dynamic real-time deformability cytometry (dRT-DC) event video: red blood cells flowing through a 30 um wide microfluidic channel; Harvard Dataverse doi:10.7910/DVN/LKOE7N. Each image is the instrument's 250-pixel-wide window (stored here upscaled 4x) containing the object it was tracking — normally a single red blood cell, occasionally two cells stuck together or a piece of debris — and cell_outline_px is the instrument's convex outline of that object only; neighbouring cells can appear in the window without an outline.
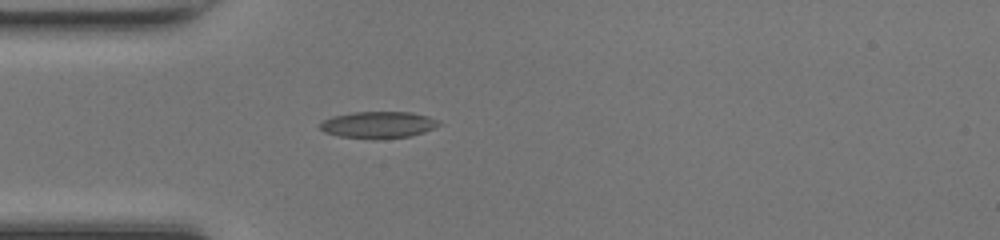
{"species": "common noctule bat (a hibernating species)", "species_latin": "Nyctalus noctula", "temperature_condition": "room temperature", "stored_images_in_passage": 36, "camera_frame_rate_fps": 3000, "um_per_image_px": 0.085, "animal": {"sex": "female", "body_mass_g": 17.0, "forearm_length_mm": 48.0}, "frame": {"image": 1, "passage_image": 1, "time_ms": 0.0, "image_size_px": [1000, 240], "cell_outline_px": [[444, 124], [436, 128], [424, 132], [408, 136], [376, 140], [372, 140], [340, 136], [324, 132], [320, 128], [320, 124], [324, 120], [332, 116], [352, 112], [412, 112], [428, 116], [440, 120]], "centroid_in_image_um": [32.21, 10.61], "position_along_channel_um": 52.8, "area_um2": 18.84}}
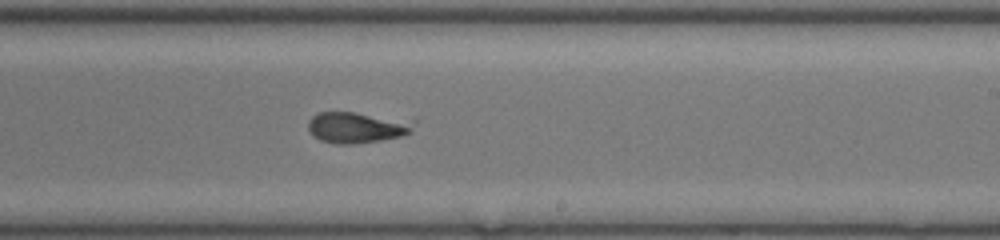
{"frame": {"image": 2, "passage_image": 16, "time_ms": 5.0, "image_size_px": [1000, 240], "cell_outline_px": [[408, 132], [400, 136], [380, 140], [352, 144], [336, 144], [320, 140], [312, 136], [308, 128], [308, 120], [312, 116], [320, 112], [352, 112], [408, 124]], "centroid_in_image_um": [30.02, 10.87], "position_along_channel_um": 259.0, "area_um2": 17.63}}
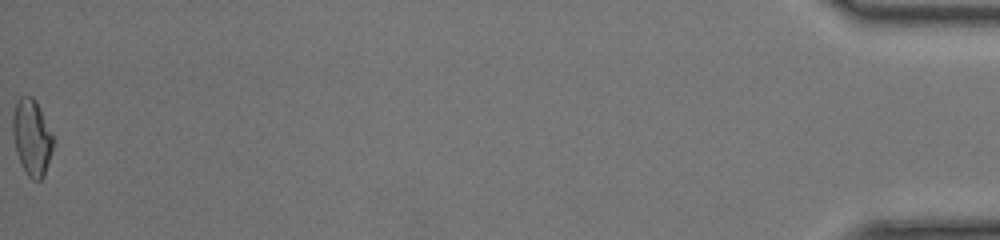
{"frame": {"image": 3, "passage_image": 36, "time_ms": 11.667, "image_size_px": [1000, 240], "cell_outline_px": [[52, 152], [44, 176], [40, 180], [32, 180], [28, 176], [16, 152], [12, 136], [12, 116], [16, 100], [20, 96], [32, 96], [36, 100], [52, 132]], "centroid_in_image_um": [2.69, 11.64], "position_along_channel_um": 432.5, "area_um2": 18.03}, "authors_computed_cell_mechanics": {"area_um2": 17.7446, "velocity_mm_per_s": 4.2698, "shape_relaxation_time_tau1_ms": null, "shape_relaxation_time_tau2_ms": 1.1975, "deformation_change_tau1": null, "deformation_change_tau2": 0.0723}}